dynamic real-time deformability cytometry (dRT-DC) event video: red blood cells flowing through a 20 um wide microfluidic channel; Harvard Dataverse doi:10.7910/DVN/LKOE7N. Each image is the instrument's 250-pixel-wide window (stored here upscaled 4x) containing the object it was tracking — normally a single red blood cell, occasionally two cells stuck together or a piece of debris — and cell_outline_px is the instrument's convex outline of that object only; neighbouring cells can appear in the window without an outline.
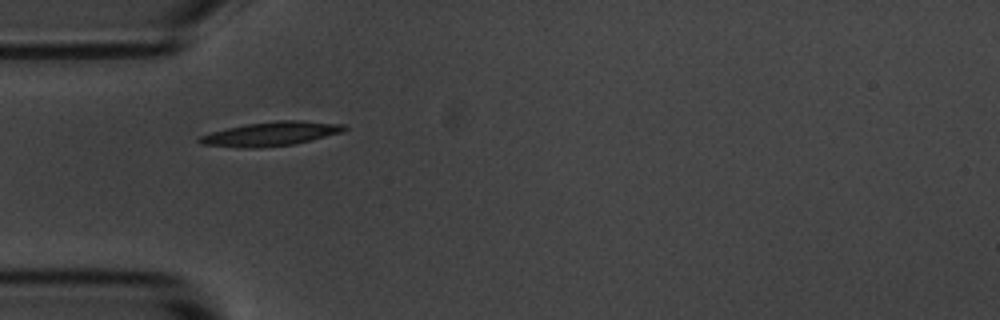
{"species": "common noctule bat (a hibernating species)", "species_latin": "Nyctalus noctula", "temperature_condition": "room temperature", "stored_images_in_passage": 15, "camera_frame_rate_fps": 3000, "um_per_image_px": 0.085, "animal": {"sex": "male", "body_mass_g": 20.1, "forearm_length_mm": 53.5}, "frame": {"image": 1, "passage_image": 5, "time_ms": 5.333, "image_size_px": [1000, 320], "cell_outline_px": [[348, 128], [340, 132], [296, 144], [252, 148], [244, 148], [200, 144], [196, 140], [200, 136], [212, 132], [244, 124], [276, 120], [300, 120], [344, 124]], "centroid_in_image_um": [23.0, 11.37], "position_along_channel_um": 62.0, "area_um2": 20.23}}
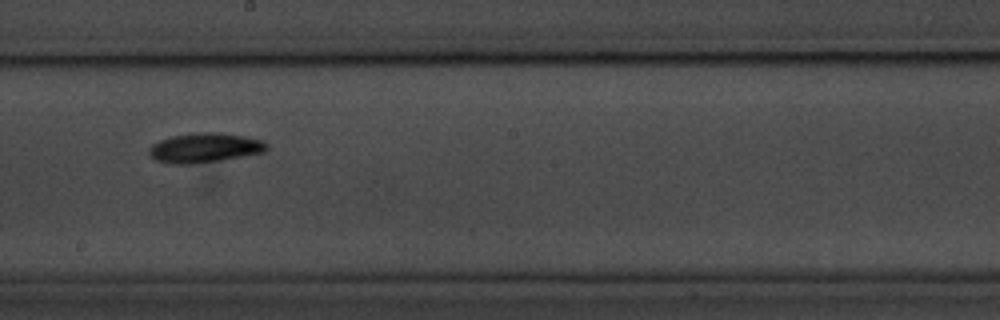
{"frame": {"image": 2, "passage_image": 9, "time_ms": 10.0, "image_size_px": [1000, 320], "cell_outline_px": [[268, 148], [264, 152], [244, 156], [196, 164], [172, 164], [152, 160], [148, 152], [148, 148], [152, 144], [160, 140], [172, 136], [200, 132], [212, 132], [244, 136], [264, 140], [268, 144]], "centroid_in_image_um": [17.37, 12.58], "position_along_channel_um": 230.8, "area_um2": 20.46}}
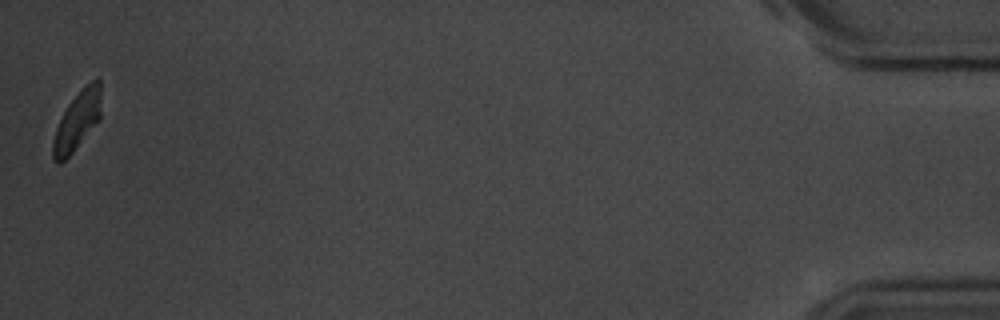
{"frame": {"image": 3, "passage_image": 15, "time_ms": 18.0, "image_size_px": [1000, 320], "cell_outline_px": [[100, 120], [72, 152], [60, 164], [52, 156], [52, 140], [56, 128], [68, 104], [96, 76], [100, 80]], "centroid_in_image_um": [6.57, 10.28], "position_along_channel_um": 428.6, "area_um2": 16.07}, "authors_computed_cell_mechanics": {"area_um2": 18.3804, "velocity_mm_per_s": 3.6302, "shape_relaxation_time_tau1_ms": 2.0451, "shape_relaxation_time_tau2_ms": null, "deformation_change_tau1": 0.0845, "deformation_change_tau2": null}}